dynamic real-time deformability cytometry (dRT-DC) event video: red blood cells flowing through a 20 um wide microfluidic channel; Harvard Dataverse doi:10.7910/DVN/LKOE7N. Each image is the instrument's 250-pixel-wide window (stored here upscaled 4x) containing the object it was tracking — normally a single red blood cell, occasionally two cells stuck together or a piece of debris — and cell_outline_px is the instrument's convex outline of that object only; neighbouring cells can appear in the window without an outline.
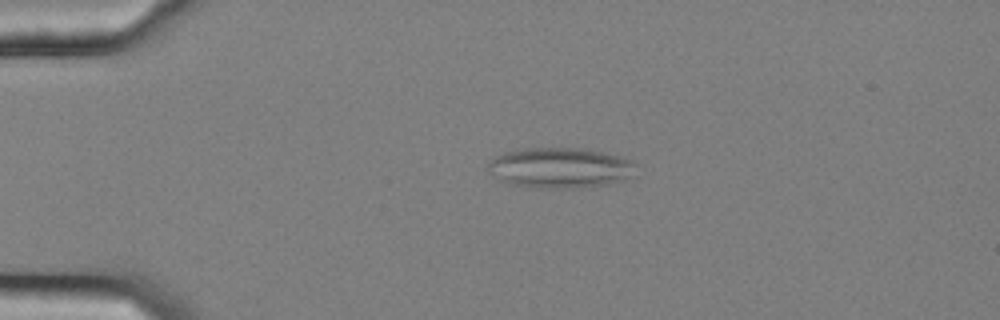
{"species": "common noctule bat (a hibernating species)", "species_latin": "Nyctalus noctula", "temperature_condition": "cold", "stored_images_in_passage": 56, "segment_of_instrument_passage": [1, 2], "camera_frame_rate_fps": 3000, "um_per_image_px": 0.085, "animal": {"sex": "female", "body_mass_g": 25.1}, "frame": {"image": 1, "passage_image": 12, "time_ms": 3.667, "image_size_px": [1000, 320], "cell_outline_px": [[636, 176], [624, 180], [604, 184], [572, 188], [540, 188], [504, 184], [488, 172], [488, 164], [496, 156], [504, 152], [528, 148], [576, 148], [600, 152], [632, 160], [636, 164]], "centroid_in_image_um": [47.59, 14.28], "position_along_channel_um": 37.4, "area_um2": 34.91}}